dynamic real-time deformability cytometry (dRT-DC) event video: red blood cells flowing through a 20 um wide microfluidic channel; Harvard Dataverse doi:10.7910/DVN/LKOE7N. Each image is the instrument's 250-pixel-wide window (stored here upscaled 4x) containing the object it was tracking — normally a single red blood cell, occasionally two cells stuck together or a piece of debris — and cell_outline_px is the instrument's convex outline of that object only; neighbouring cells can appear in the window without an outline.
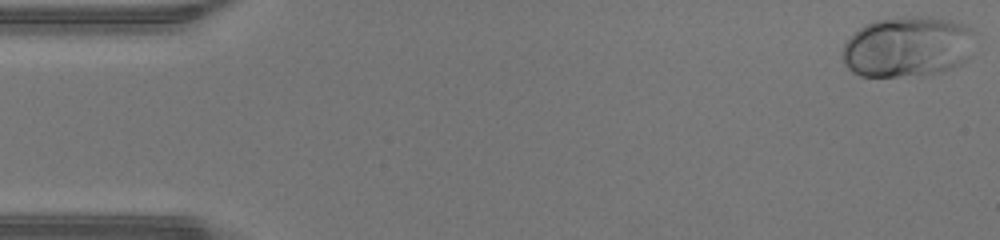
{"species": "human", "species_latin": "Homo sapiens", "temperature_condition": "warm", "stored_images_in_passage": 47, "camera_frame_rate_fps": 3000, "um_per_image_px": 0.085, "donor": {"sex": "male"}, "frame": {"image": 1, "passage_image": 1, "time_ms": 0.0, "image_size_px": [1000, 240], "cell_outline_px": [[976, 32], [968, 60], [952, 68], [940, 72], [924, 76], [860, 76], [852, 72], [844, 64], [840, 52], [844, 44], [860, 28], [876, 20], [904, 16], [932, 16], [952, 20], [964, 24], [972, 28]], "centroid_in_image_um": [77.18, 3.97], "position_along_channel_um": 7.8, "area_um2": 47.63}}
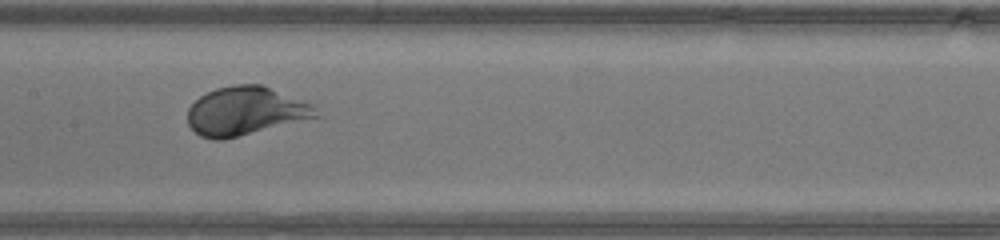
{"frame": {"image": 2, "passage_image": 23, "time_ms": 7.333, "image_size_px": [1000, 240], "cell_outline_px": [[324, 116], [224, 140], [212, 140], [200, 136], [188, 124], [188, 108], [200, 96], [216, 88], [232, 84], [260, 84], [316, 104]], "centroid_in_image_um": [20.96, 9.45], "position_along_channel_um": 186.4, "area_um2": 37.05}}
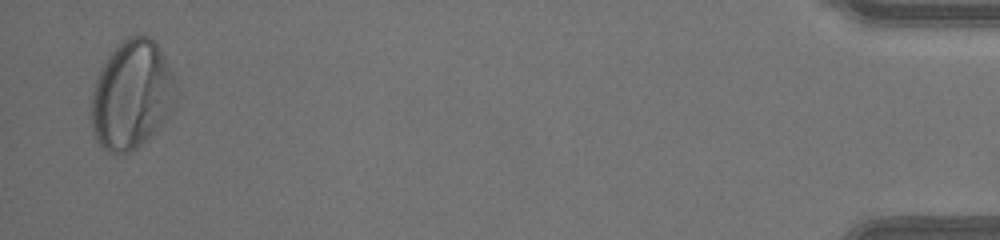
{"frame": {"image": 3, "passage_image": 46, "time_ms": 15.0, "image_size_px": [1000, 240], "cell_outline_px": [[176, 92], [168, 120], [132, 152], [120, 156], [116, 156], [104, 152], [100, 148], [92, 132], [92, 92], [96, 76], [100, 68], [116, 44], [120, 40], [128, 36], [148, 36], [160, 48], [176, 80]], "centroid_in_image_um": [11.18, 8.11], "position_along_channel_um": 424.0, "area_um2": 54.51}, "authors_computed_cell_mechanics": {"area_um2": 39.7086, "velocity_mm_per_s": 4.3438, "shape_relaxation_time_tau1_ms": 2.002, "shape_relaxation_time_tau2_ms": null, "deformation_change_tau1": 0.1592, "deformation_change_tau2": null}}